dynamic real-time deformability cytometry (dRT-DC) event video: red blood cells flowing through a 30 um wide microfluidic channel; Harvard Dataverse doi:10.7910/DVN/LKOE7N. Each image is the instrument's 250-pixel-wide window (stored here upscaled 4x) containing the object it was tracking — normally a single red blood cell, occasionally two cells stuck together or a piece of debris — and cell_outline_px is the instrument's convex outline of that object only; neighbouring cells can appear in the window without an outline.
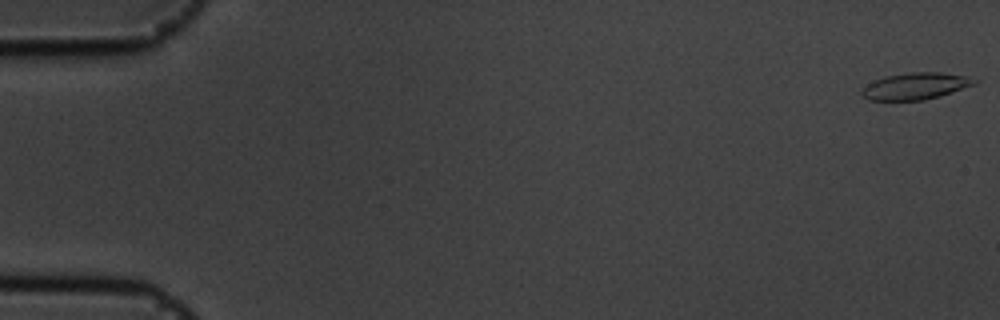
{"species": "common noctule bat (a hibernating species)", "species_latin": "Nyctalus noctula", "temperature_condition": "cold", "stored_images_in_passage": 57, "camera_frame_rate_fps": 3000, "um_per_image_px": 0.085, "animal": {"sex": "male", "body_mass_g": 19.5, "forearm_length_mm": 54.6}, "frame": {"image": 1, "passage_image": 1, "time_ms": 0.0, "image_size_px": [1000, 320], "cell_outline_px": [[980, 80], [976, 84], [940, 96], [924, 100], [868, 100], [860, 92], [868, 84], [884, 76], [908, 72], [940, 72], [964, 76]], "centroid_in_image_um": [77.84, 7.31], "position_along_channel_um": 7.2, "area_um2": 17.46}}
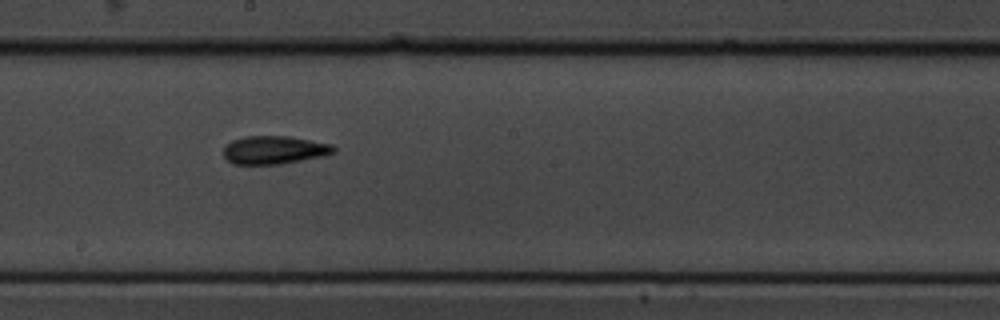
{"frame": {"image": 2, "passage_image": 32, "time_ms": 10.333, "image_size_px": [1000, 320], "cell_outline_px": [[336, 152], [324, 156], [280, 164], [232, 164], [224, 156], [224, 144], [232, 140], [244, 136], [288, 136], [332, 144], [336, 148]], "centroid_in_image_um": [23.31, 12.74], "position_along_channel_um": 224.9, "area_um2": 18.21}}
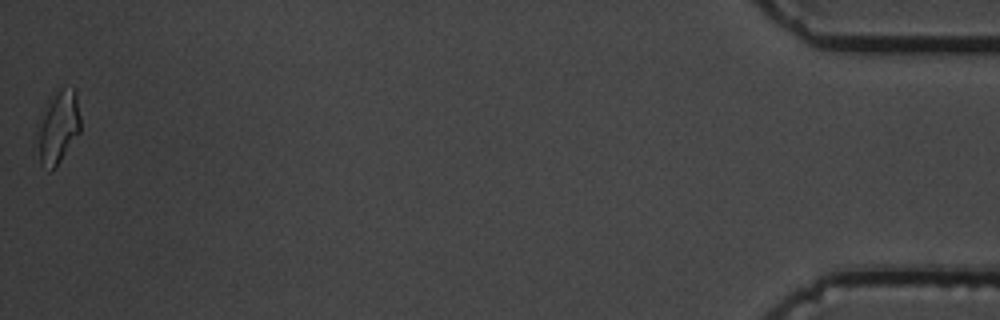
{"frame": {"image": 3, "passage_image": 57, "time_ms": 18.667, "image_size_px": [1000, 320], "cell_outline_px": [[80, 132], [52, 172], [48, 172], [40, 164], [36, 124], [56, 92], [60, 88], [76, 88], [80, 116]], "centroid_in_image_um": [4.94, 10.85], "position_along_channel_um": 430.3, "area_um2": 18.26}, "authors_computed_cell_mechanics": {"area_um2": 17.5134, "velocity_mm_per_s": 3.5602, "shape_relaxation_time_tau1_ms": 4.2503, "shape_relaxation_time_tau2_ms": 4.2651, "deformation_change_tau1": 0.1078, "deformation_change_tau2": 0.1242}}